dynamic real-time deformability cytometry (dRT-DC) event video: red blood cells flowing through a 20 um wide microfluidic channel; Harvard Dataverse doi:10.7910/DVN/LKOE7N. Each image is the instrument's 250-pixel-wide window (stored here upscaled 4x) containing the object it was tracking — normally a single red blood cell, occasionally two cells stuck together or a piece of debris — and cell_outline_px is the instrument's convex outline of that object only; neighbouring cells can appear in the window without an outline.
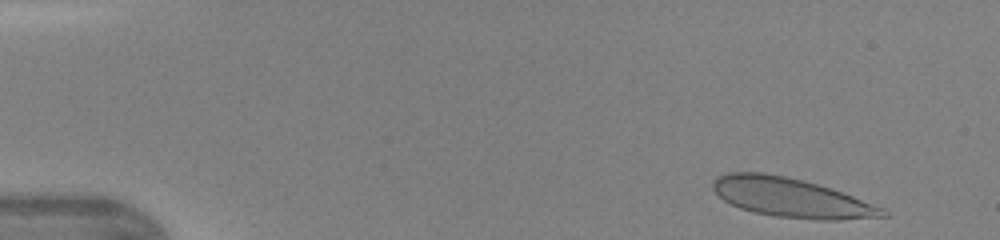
{"species": "human", "species_latin": "Homo sapiens", "temperature_condition": "warm", "stored_images_in_passage": 42, "camera_frame_rate_fps": 3000, "um_per_image_px": 0.085, "donor": {"sex": "female"}, "frame": {"image": 1, "passage_image": 2, "time_ms": 0.333, "image_size_px": [1000, 240], "cell_outline_px": [[888, 216], [840, 220], [816, 220], [776, 216], [756, 212], [740, 208], [724, 200], [712, 188], [712, 180], [716, 176], [728, 172], [764, 172], [784, 176], [832, 188], [884, 208], [888, 212]], "centroid_in_image_um": [67.25, 16.8], "position_along_channel_um": 17.8, "area_um2": 38.67}}
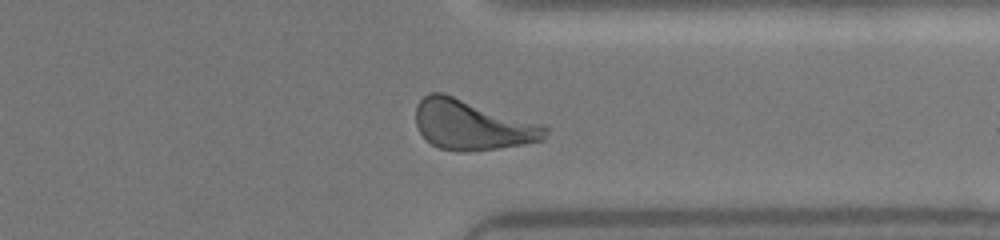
{"frame": {"image": 2, "passage_image": 33, "time_ms": 10.667, "image_size_px": [1000, 240], "cell_outline_px": [[548, 132], [544, 140], [524, 144], [500, 148], [468, 152], [460, 152], [440, 148], [432, 144], [420, 132], [416, 124], [416, 104], [428, 92], [444, 92], [540, 124], [548, 128]], "centroid_in_image_um": [40.11, 10.62], "position_along_channel_um": 371.3, "area_um2": 37.69}}
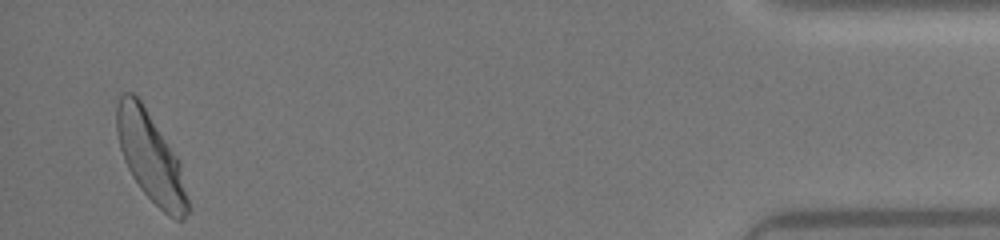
{"frame": {"image": 3, "passage_image": 41, "time_ms": 13.333, "image_size_px": [1000, 240], "cell_outline_px": [[188, 212], [184, 220], [176, 220], [168, 216], [140, 188], [132, 176], [124, 160], [120, 148], [116, 132], [116, 104], [120, 96], [124, 92], [132, 92], [140, 100], [180, 160], [188, 200]], "centroid_in_image_um": [12.8, 13.37], "position_along_channel_um": 422.4, "area_um2": 36.7}}